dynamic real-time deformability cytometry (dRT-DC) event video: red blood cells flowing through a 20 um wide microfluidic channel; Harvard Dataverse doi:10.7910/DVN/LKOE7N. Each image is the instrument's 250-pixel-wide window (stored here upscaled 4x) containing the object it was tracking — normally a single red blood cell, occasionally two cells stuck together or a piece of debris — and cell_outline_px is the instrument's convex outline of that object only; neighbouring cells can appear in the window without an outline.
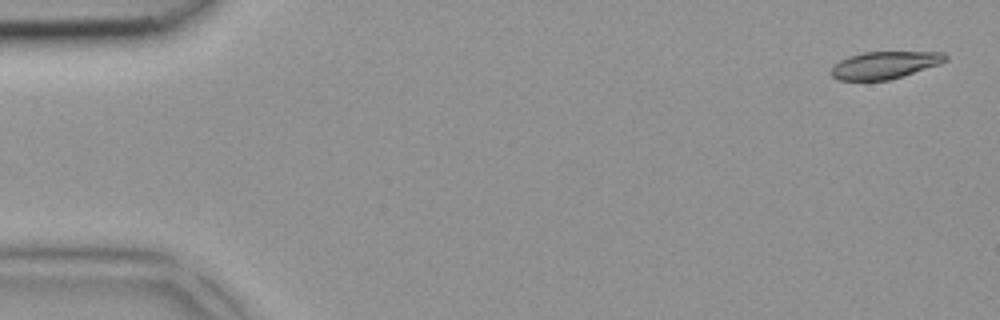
{"species": "common noctule bat (a hibernating species)", "species_latin": "Nyctalus noctula", "temperature_condition": "room temperature", "stored_images_in_passage": 2, "camera_frame_rate_fps": 3000, "um_per_image_px": 0.085, "animal": {"sex": "female", "body_mass_g": 18.4}, "frame": {"image": 1, "passage_image": 2, "time_ms": 0.333, "image_size_px": [1000, 320], "cell_outline_px": [[948, 60], [940, 64], [888, 80], [840, 80], [832, 76], [828, 72], [840, 60], [848, 56], [864, 52], [944, 52], [948, 56]], "centroid_in_image_um": [75.2, 5.52], "position_along_channel_um": 9.8, "area_um2": 18.09}}